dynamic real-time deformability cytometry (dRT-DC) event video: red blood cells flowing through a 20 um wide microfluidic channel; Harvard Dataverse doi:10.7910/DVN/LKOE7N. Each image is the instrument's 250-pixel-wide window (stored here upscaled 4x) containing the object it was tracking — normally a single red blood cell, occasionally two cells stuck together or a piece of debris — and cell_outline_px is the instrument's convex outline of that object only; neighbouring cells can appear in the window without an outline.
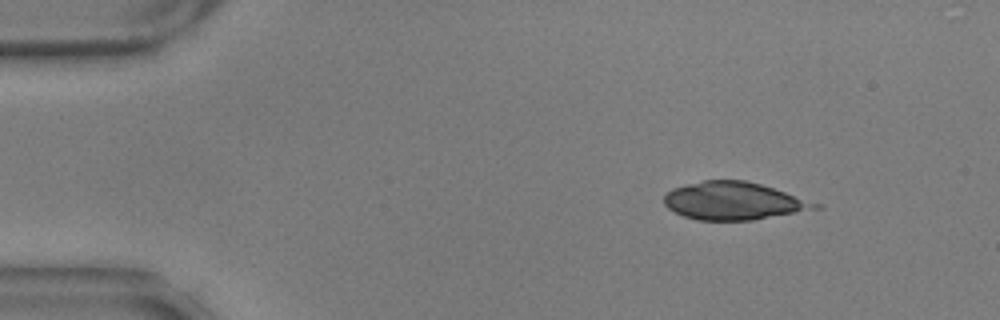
{"species": "common noctule bat (a hibernating species)", "species_latin": "Nyctalus noctula", "temperature_condition": "warm", "stored_images_in_passage": 4, "camera_frame_rate_fps": 3000, "um_per_image_px": 0.085, "animal": {"sex": "male", "body_mass_g": 17.9, "forearm_length_mm": 54.2}, "frame": {"image": 1, "passage_image": 1, "time_ms": 0.0, "image_size_px": [1000, 320], "cell_outline_px": [[824, 208], [752, 220], [696, 220], [684, 216], [668, 208], [664, 204], [664, 196], [672, 188], [704, 180], [744, 180], [760, 184], [824, 204]], "centroid_in_image_um": [62.42, 17.09], "position_along_channel_um": 22.6, "area_um2": 33.29}}